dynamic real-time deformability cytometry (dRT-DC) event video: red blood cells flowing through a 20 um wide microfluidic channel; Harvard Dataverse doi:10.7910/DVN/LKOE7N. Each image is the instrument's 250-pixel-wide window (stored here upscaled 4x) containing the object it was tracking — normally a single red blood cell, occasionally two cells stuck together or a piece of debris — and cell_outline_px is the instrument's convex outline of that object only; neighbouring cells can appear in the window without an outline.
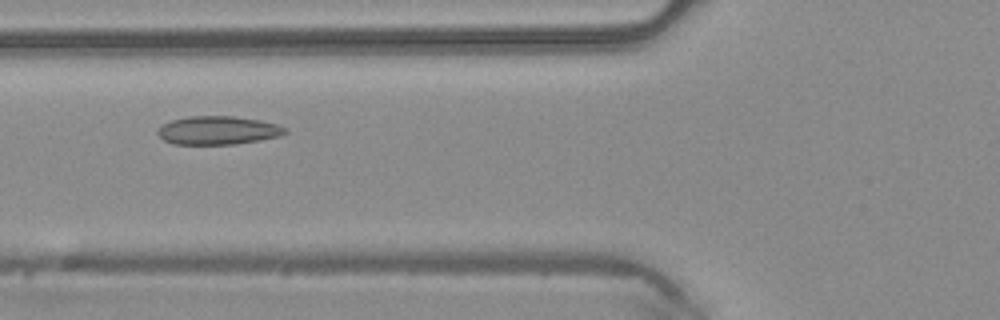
{"species": "common noctule bat (a hibernating species)", "species_latin": "Nyctalus noctula", "temperature_condition": "warm", "stored_images_in_passage": 45, "camera_frame_rate_fps": 3000, "um_per_image_px": 0.085, "animal": {"sex": "male", "body_mass_g": 20.4}, "frame": {"image": 1, "passage_image": 15, "time_ms": 4.667, "image_size_px": [1000, 320], "cell_outline_px": [[288, 132], [280, 136], [260, 140], [236, 144], [172, 144], [164, 140], [156, 132], [164, 124], [172, 120], [188, 116], [232, 116], [260, 120], [276, 124], [288, 128]], "centroid_in_image_um": [18.56, 11.08], "position_along_channel_um": 107.2, "area_um2": 21.1}}
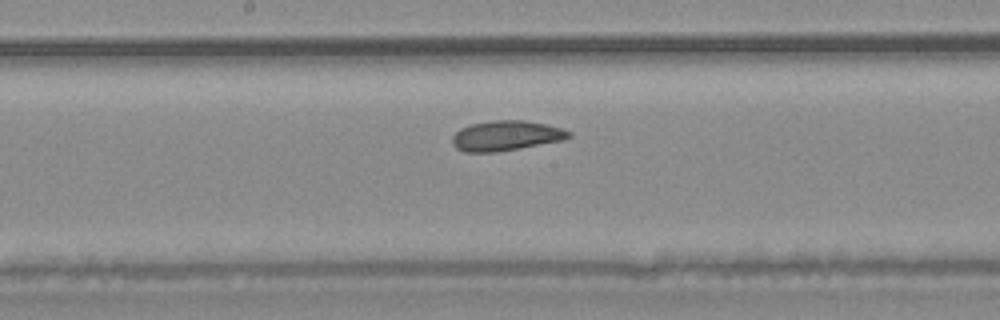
{"frame": {"image": 2, "passage_image": 22, "time_ms": 7.0, "image_size_px": [1000, 320], "cell_outline_px": [[572, 136], [564, 140], [520, 148], [496, 152], [464, 152], [456, 148], [452, 144], [452, 136], [460, 128], [468, 124], [496, 120], [524, 120], [564, 128], [572, 132]], "centroid_in_image_um": [43.02, 11.53], "position_along_channel_um": 205.2, "area_um2": 20.58}}
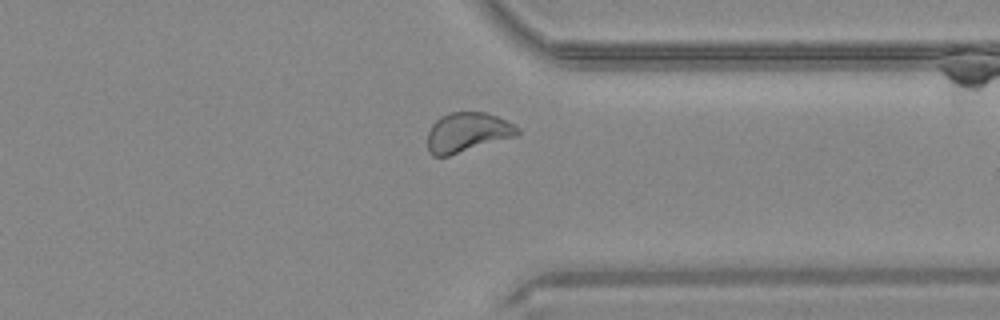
{"frame": {"image": 3, "passage_image": 34, "time_ms": 11.0, "image_size_px": [1000, 320], "cell_outline_px": [[520, 132], [516, 136], [448, 156], [432, 156], [428, 152], [428, 132], [432, 124], [440, 116], [452, 112], [484, 112], [496, 116], [520, 128]], "centroid_in_image_um": [39.7, 11.25], "position_along_channel_um": 371.7, "area_um2": 20.63}, "authors_computed_cell_mechanics": {"area_um2": 21.097, "velocity_mm_per_s": 4.1988, "shape_relaxation_time_tau1_ms": 7.8182, "shape_relaxation_time_tau2_ms": 3.2678, "deformation_change_tau1": 0.1285, "deformation_change_tau2": 0.0704}}